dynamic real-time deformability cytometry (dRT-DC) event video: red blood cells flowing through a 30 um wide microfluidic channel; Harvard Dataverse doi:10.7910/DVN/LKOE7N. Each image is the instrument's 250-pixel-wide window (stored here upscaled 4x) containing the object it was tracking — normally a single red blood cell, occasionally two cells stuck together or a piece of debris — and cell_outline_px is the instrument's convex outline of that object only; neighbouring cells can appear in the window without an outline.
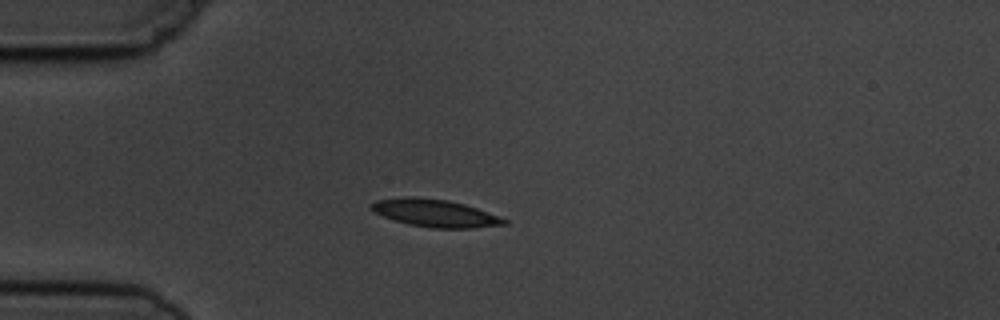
{"species": "common noctule bat (a hibernating species)", "species_latin": "Nyctalus noctula", "temperature_condition": "cold", "stored_images_in_passage": 1, "camera_frame_rate_fps": 3000, "um_per_image_px": 0.085, "animal": {"sex": "male", "body_mass_g": 19.5, "forearm_length_mm": 54.6}, "frame": {"image": 1, "passage_image": 1, "time_ms": 0.0, "image_size_px": [1000, 320], "cell_outline_px": [[508, 224], [472, 228], [432, 228], [408, 224], [384, 216], [368, 208], [368, 204], [376, 200], [412, 196], [416, 196], [448, 200], [464, 204], [500, 216], [508, 220]], "centroid_in_image_um": [36.98, 18.11], "position_along_channel_um": 48.0, "area_um2": 21.33}}